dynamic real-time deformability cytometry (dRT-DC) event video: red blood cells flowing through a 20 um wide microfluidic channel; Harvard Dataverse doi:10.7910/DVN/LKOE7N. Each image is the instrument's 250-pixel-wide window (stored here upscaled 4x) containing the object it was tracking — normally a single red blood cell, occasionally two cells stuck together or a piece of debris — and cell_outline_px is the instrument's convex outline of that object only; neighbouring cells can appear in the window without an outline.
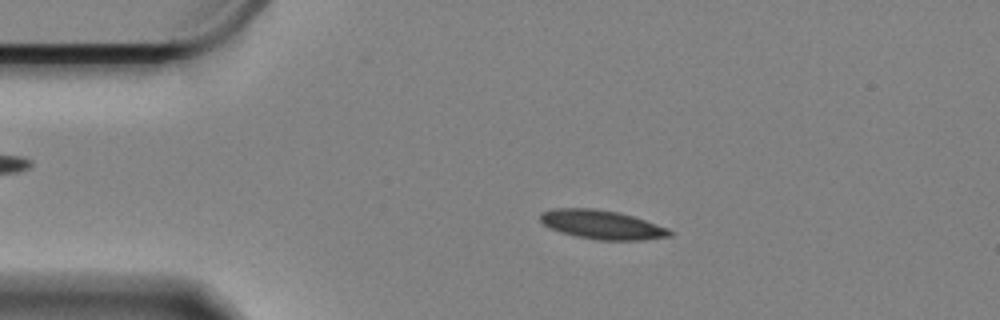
{"species": "Egyptian fruit bat (a non-hibernating species)", "species_latin": "Rousettus aegyptiacus", "temperature_condition": "cold", "stored_images_in_passage": 51, "camera_frame_rate_fps": 3000, "um_per_image_px": 0.085, "animal": {"sex": "female"}, "frame": {"image": 1, "passage_image": 3, "time_ms": 0.667, "image_size_px": [1000, 320], "cell_outline_px": [[672, 236], [640, 240], [596, 240], [576, 236], [560, 232], [548, 228], [540, 220], [540, 212], [556, 208], [592, 208], [616, 212], [632, 216], [668, 228], [672, 232]], "centroid_in_image_um": [51.12, 19.1], "position_along_channel_um": 33.9, "area_um2": 21.73}}
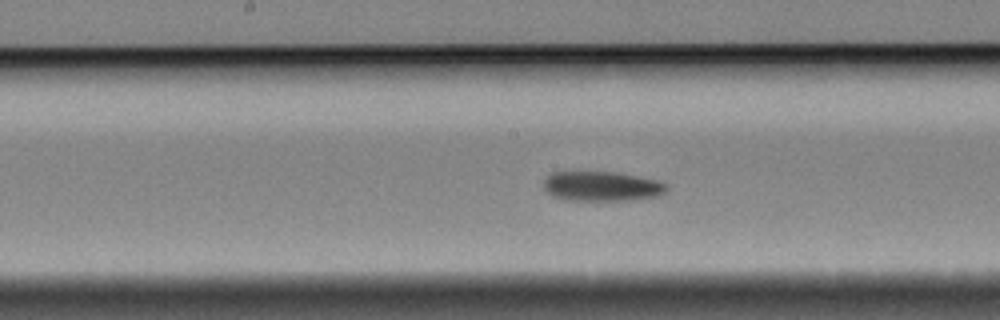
{"frame": {"image": 2, "passage_image": 21, "time_ms": 6.667, "image_size_px": [1000, 320], "cell_outline_px": [[668, 188], [664, 192], [656, 196], [632, 200], [564, 200], [552, 196], [544, 188], [544, 180], [552, 172], [616, 172], [660, 180], [668, 184]], "centroid_in_image_um": [51.17, 15.83], "position_along_channel_um": 197.0, "area_um2": 21.39}}
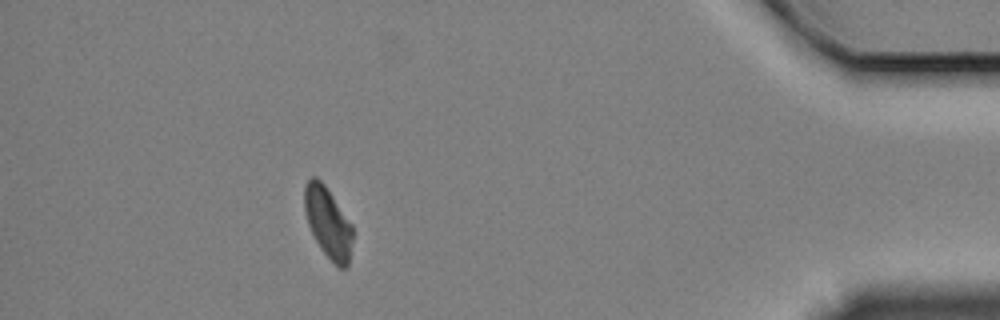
{"frame": {"image": 3, "passage_image": 45, "time_ms": 14.667, "image_size_px": [1000, 320], "cell_outline_px": [[352, 240], [348, 264], [344, 268], [340, 268], [320, 248], [308, 224], [304, 212], [304, 184], [312, 176], [316, 176], [324, 184], [352, 224]], "centroid_in_image_um": [27.85, 18.87], "position_along_channel_um": 407.3, "area_um2": 19.59}, "authors_computed_cell_mechanics": {"area_um2": 21.2704, "velocity_mm_per_s": 3.2878, "shape_relaxation_time_tau1_ms": 8.6436, "shape_relaxation_time_tau2_ms": 10.5132, "deformation_change_tau1": 0.1458, "deformation_change_tau2": 0.1593}}